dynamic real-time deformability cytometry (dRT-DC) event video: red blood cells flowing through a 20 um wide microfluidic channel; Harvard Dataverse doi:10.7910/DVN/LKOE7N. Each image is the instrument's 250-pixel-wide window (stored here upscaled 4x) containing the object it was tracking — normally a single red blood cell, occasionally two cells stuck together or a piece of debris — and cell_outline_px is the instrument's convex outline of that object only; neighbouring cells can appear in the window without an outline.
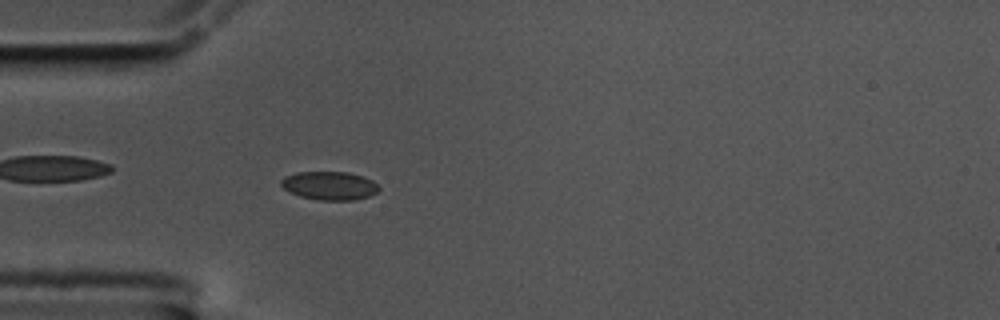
{"species": "common noctule bat (a hibernating species)", "species_latin": "Nyctalus noctula", "temperature_condition": "cold", "stored_images_in_passage": 57, "camera_frame_rate_fps": 3000, "um_per_image_px": 0.085, "animal": {"sex": "male", "body_mass_g": 17.5, "forearm_length_mm": 52.3}, "frame": {"image": 1, "passage_image": 16, "time_ms": 5.0, "image_size_px": [1000, 320], "cell_outline_px": [[380, 188], [376, 192], [368, 196], [352, 200], [320, 200], [300, 196], [288, 192], [280, 184], [280, 180], [284, 176], [296, 172], [348, 172], [364, 176], [372, 180]], "centroid_in_image_um": [27.97, 15.77], "position_along_channel_um": 57.0, "area_um2": 16.24}}
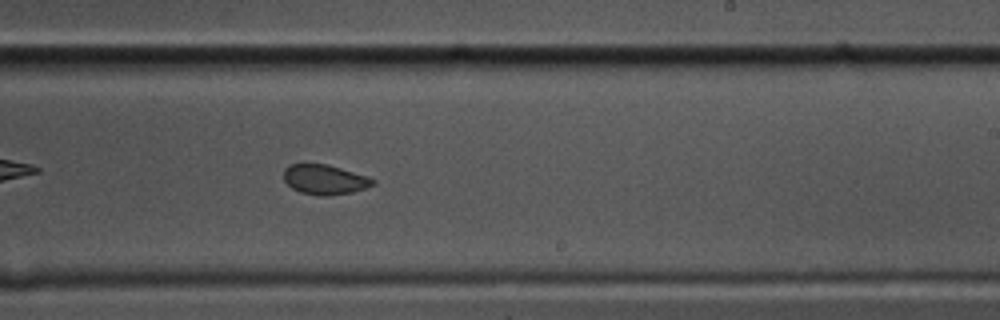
{"frame": {"image": 2, "passage_image": 34, "time_ms": 11.0, "image_size_px": [1000, 320], "cell_outline_px": [[376, 184], [352, 192], [328, 196], [320, 196], [300, 192], [292, 188], [284, 180], [284, 168], [288, 164], [328, 164], [368, 176], [376, 180]], "centroid_in_image_um": [27.61, 15.26], "position_along_channel_um": 261.4, "area_um2": 15.61}}
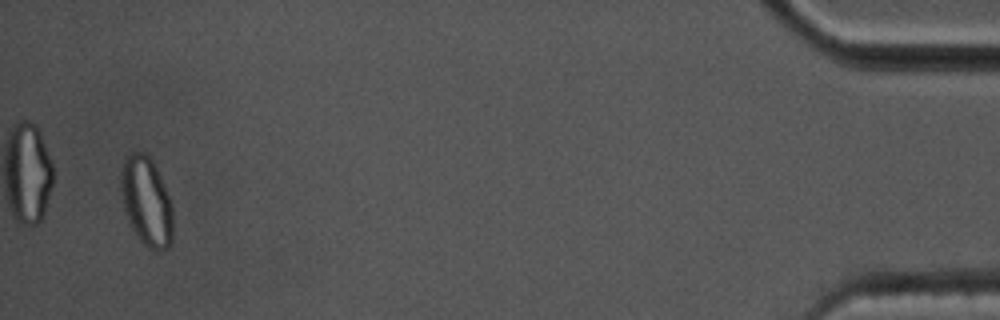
{"frame": {"image": 3, "passage_image": 55, "time_ms": 18.0, "image_size_px": [1000, 320], "cell_outline_px": [[172, 244], [168, 248], [160, 252], [156, 252], [148, 248], [140, 240], [132, 228], [128, 220], [124, 208], [120, 184], [120, 172], [124, 156], [128, 152], [144, 152], [152, 160], [160, 176], [172, 204]], "centroid_in_image_um": [12.44, 17.13], "position_along_channel_um": 422.8, "area_um2": 27.28}, "authors_computed_cell_mechanics": {"area_um2": 16.0684, "velocity_mm_per_s": 3.4782, "shape_relaxation_time_tau1_ms": 9.6152, "shape_relaxation_time_tau2_ms": 1.3316, "deformation_change_tau1": 0.1106, "deformation_change_tau2": 0.0403}}